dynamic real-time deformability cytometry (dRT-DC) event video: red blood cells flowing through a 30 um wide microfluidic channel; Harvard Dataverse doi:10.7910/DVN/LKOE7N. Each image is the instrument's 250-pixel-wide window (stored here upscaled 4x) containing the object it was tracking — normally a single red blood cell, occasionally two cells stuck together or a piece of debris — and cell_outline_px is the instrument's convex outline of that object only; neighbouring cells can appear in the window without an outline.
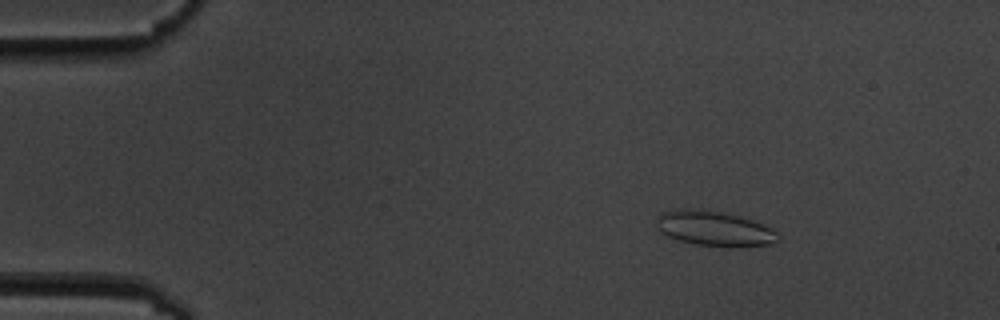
{"species": "common noctule bat (a hibernating species)", "species_latin": "Nyctalus noctula", "temperature_condition": "cold", "stored_images_in_passage": 6, "camera_frame_rate_fps": 3000, "um_per_image_px": 0.085, "animal": {"sex": "male", "body_mass_g": 19.5, "forearm_length_mm": 54.6}, "frame": {"image": 1, "passage_image": 3, "time_ms": 2.333, "image_size_px": [1000, 320], "cell_outline_px": [[780, 240], [772, 244], [740, 248], [728, 248], [692, 244], [668, 236], [660, 232], [656, 228], [656, 220], [660, 212], [672, 208], [700, 208], [724, 212], [740, 216], [752, 220], [772, 228], [780, 236]], "centroid_in_image_um": [60.71, 19.43], "position_along_channel_um": 24.3, "area_um2": 25.78}}